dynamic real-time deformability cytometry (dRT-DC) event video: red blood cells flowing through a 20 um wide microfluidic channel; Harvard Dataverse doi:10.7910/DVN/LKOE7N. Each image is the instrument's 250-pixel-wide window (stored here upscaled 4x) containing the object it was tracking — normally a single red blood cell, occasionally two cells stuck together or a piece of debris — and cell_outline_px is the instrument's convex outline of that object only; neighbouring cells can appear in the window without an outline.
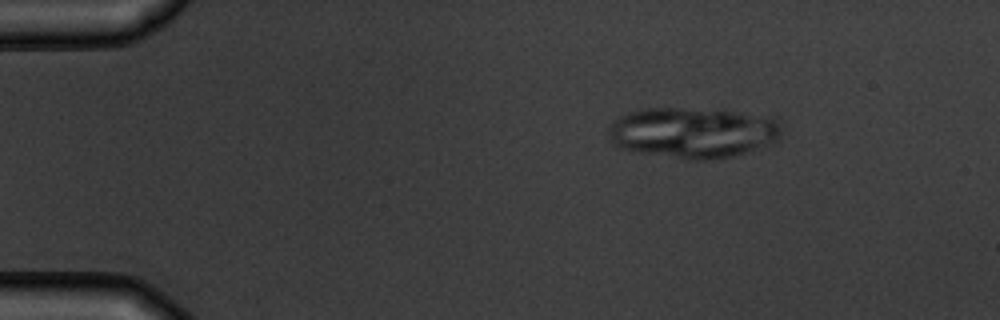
{"species": "common noctule bat (a hibernating species)", "species_latin": "Nyctalus noctula", "temperature_condition": "warm", "stored_images_in_passage": 5, "camera_frame_rate_fps": 3000, "um_per_image_px": 0.085, "animal": {"sex": "male", "body_mass_g": 19.5, "forearm_length_mm": 54.6}, "frame": {"image": 1, "passage_image": 3, "time_ms": 2.333, "image_size_px": [1000, 320], "cell_outline_px": [[780, 132], [776, 140], [768, 144], [736, 156], [712, 160], [696, 160], [640, 152], [620, 148], [612, 144], [608, 132], [612, 124], [620, 116], [628, 112], [640, 108], [676, 108], [732, 112], [776, 120], [780, 124]], "centroid_in_image_um": [58.82, 11.29], "position_along_channel_um": 26.2, "area_um2": 50.17}}